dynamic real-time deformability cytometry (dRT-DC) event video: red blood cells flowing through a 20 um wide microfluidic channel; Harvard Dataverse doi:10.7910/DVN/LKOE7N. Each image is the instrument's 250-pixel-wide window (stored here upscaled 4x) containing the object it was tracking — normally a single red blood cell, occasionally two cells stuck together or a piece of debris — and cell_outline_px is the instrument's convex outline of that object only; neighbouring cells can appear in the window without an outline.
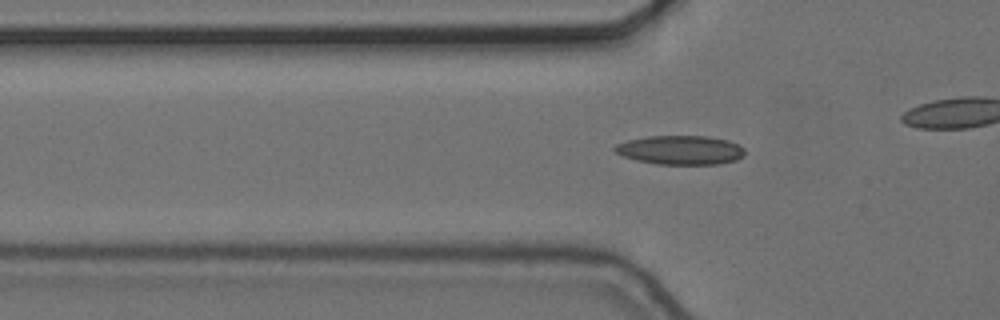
{"species": "common noctule bat (a hibernating species)", "species_latin": "Nyctalus noctula", "temperature_condition": "cold", "stored_images_in_passage": 20, "camera_frame_rate_fps": 3000, "um_per_image_px": 0.085, "animal": {"sex": "female", "body_mass_g": 24.6, "forearm_length_mm": 56.2}, "frame": {"image": 1, "passage_image": 19, "time_ms": 6.0, "image_size_px": [1000, 320], "cell_outline_px": [[744, 156], [736, 160], [720, 164], [656, 164], [636, 160], [624, 156], [616, 152], [612, 148], [616, 144], [628, 140], [648, 136], [708, 136], [728, 140], [740, 144], [744, 148]], "centroid_in_image_um": [57.87, 12.75], "position_along_channel_um": 67.9, "area_um2": 22.14}}